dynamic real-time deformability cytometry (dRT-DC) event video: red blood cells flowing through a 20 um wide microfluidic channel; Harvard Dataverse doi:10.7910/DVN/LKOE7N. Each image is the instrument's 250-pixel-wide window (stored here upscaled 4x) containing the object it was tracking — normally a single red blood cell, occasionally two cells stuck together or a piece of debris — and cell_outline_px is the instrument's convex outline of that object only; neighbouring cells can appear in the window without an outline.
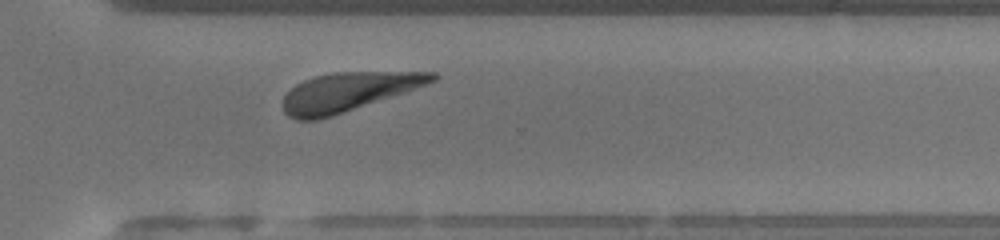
{"species": "human", "species_latin": "Homo sapiens", "temperature_condition": "warm", "stored_images_in_passage": 29, "camera_frame_rate_fps": 3000, "um_per_image_px": 0.085, "donor": {"sex": "female"}, "frame": {"image": 1, "passage_image": 25, "time_ms": 8.0, "image_size_px": [1000, 240], "cell_outline_px": [[440, 76], [436, 80], [428, 84], [332, 116], [316, 120], [296, 120], [288, 116], [284, 112], [280, 104], [284, 96], [296, 84], [304, 80], [316, 76], [332, 72], [436, 72]], "centroid_in_image_um": [29.55, 7.81], "position_along_channel_um": 341.0, "area_um2": 33.58}, "authors_computed_cell_mechanics": {"area_um2": 33.524, "velocity_mm_per_s": 4.1032, "shape_relaxation_time_tau1_ms": 2.6473, "shape_relaxation_time_tau2_ms": null, "deformation_change_tau1": 0.1773, "deformation_change_tau2": null}}